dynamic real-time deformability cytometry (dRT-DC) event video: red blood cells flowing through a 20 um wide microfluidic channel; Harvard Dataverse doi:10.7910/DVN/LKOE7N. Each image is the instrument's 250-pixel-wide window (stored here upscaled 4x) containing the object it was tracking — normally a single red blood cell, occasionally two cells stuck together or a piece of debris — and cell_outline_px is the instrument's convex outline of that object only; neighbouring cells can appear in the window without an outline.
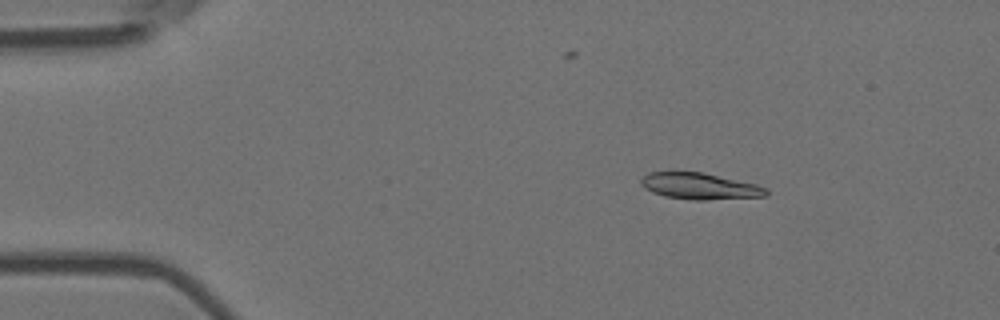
{"species": "Egyptian fruit bat (a non-hibernating species)", "species_latin": "Rousettus aegyptiacus", "temperature_condition": "room temperature", "stored_images_in_passage": 5, "camera_frame_rate_fps": 3000, "um_per_image_px": 0.085, "animal": {"sex": "female"}, "frame": {"image": 1, "passage_image": 3, "time_ms": 0.667, "image_size_px": [1000, 320], "cell_outline_px": [[768, 196], [704, 200], [692, 200], [664, 196], [652, 192], [644, 188], [640, 184], [640, 180], [648, 172], [672, 168], [704, 172], [756, 184], [768, 188]], "centroid_in_image_um": [59.4, 15.77], "position_along_channel_um": 25.6, "area_um2": 20.17}}
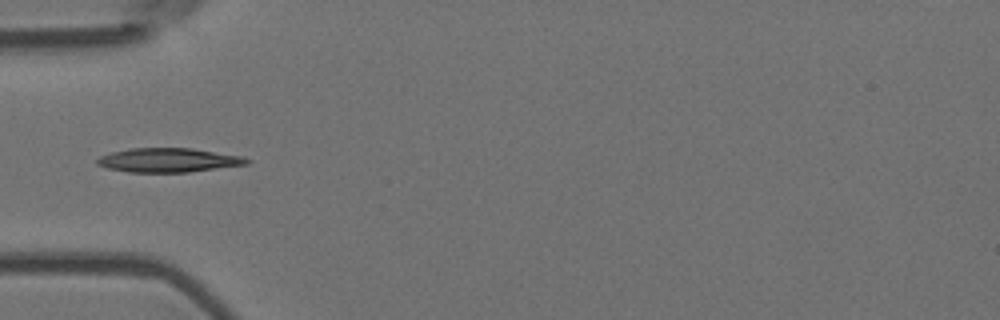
{"frame": {"image": 2, "passage_image": 5, "time_ms": 1.333, "image_size_px": [1000, 320], "cell_outline_px": [[252, 160], [248, 164], [188, 172], [128, 172], [108, 168], [96, 164], [96, 160], [100, 156], [112, 152], [128, 148], [192, 148], [244, 156]], "centroid_in_image_um": [14.34, 13.6], "position_along_channel_um": 70.7, "area_um2": 21.1}}